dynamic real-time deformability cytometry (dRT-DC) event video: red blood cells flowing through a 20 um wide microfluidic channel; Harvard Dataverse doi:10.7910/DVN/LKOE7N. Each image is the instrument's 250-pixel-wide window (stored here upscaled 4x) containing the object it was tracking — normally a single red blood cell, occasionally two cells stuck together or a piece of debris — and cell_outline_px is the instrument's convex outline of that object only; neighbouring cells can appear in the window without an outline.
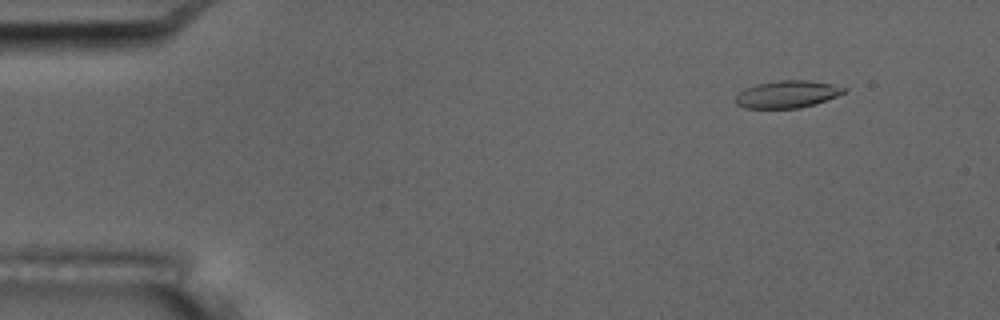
{"species": "common noctule bat (a hibernating species)", "species_latin": "Nyctalus noctula", "temperature_condition": "room temperature", "stored_images_in_passage": 2, "camera_frame_rate_fps": 3000, "um_per_image_px": 0.085, "animal": {"sex": "male", "body_mass_g": 17.5, "forearm_length_mm": 52.3}, "frame": {"image": 1, "passage_image": 1, "time_ms": 0.0, "image_size_px": [1000, 320], "cell_outline_px": [[848, 88], [844, 92], [836, 96], [816, 104], [800, 108], [744, 108], [736, 104], [736, 96], [744, 88], [756, 84], [780, 80], [808, 80], [832, 84]], "centroid_in_image_um": [66.91, 8.01], "position_along_channel_um": 18.1, "area_um2": 17.22}}